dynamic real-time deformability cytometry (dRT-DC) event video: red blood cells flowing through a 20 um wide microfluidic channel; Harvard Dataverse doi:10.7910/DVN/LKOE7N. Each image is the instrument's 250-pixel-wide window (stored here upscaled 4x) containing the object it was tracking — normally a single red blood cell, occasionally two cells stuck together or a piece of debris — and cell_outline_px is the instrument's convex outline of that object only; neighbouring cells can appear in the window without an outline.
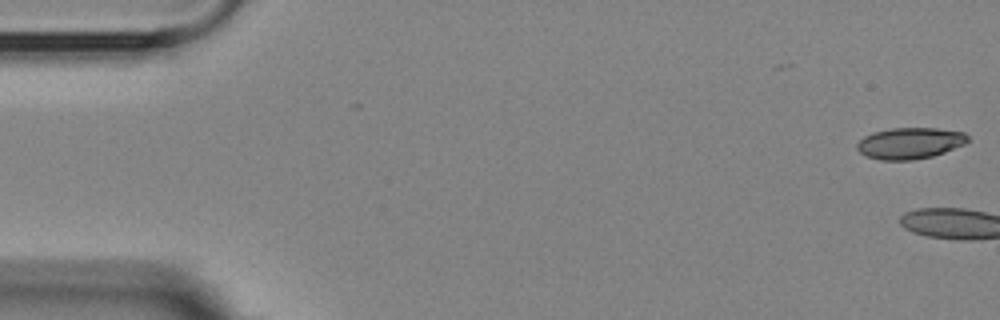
{"species": "Egyptian fruit bat (a non-hibernating species)", "species_latin": "Rousettus aegyptiacus", "temperature_condition": "room temperature", "stored_images_in_passage": 4, "camera_frame_rate_fps": 3000, "um_per_image_px": 0.085, "animal": {"sex": "female"}, "frame": {"image": 1, "passage_image": 1, "time_ms": 0.0, "image_size_px": [1000, 320], "cell_outline_px": [[968, 140], [964, 144], [944, 152], [932, 156], [912, 160], [880, 160], [864, 156], [856, 148], [856, 144], [864, 136], [872, 132], [892, 128], [936, 128], [964, 132], [968, 136]], "centroid_in_image_um": [77.3, 12.17], "position_along_channel_um": 7.7, "area_um2": 20.23}}